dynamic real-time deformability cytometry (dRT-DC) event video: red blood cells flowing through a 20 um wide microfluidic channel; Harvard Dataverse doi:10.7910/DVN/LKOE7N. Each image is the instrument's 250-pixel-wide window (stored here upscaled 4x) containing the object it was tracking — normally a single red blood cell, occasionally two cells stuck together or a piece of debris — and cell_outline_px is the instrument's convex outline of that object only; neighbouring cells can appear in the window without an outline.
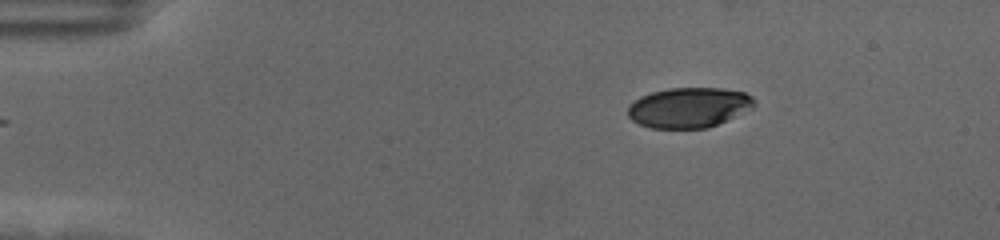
{"species": "human", "species_latin": "Homo sapiens", "temperature_condition": "cold", "stored_images_in_passage": 9, "camera_frame_rate_fps": 3000, "um_per_image_px": 0.085, "donor": {"sex": "female"}, "frame": {"image": 1, "passage_image": 1, "time_ms": 0.0, "image_size_px": [1000, 240], "cell_outline_px": [[756, 104], [752, 108], [708, 128], [648, 128], [632, 120], [628, 116], [628, 104], [640, 96], [652, 92], [668, 88], [724, 88], [744, 92], [752, 96], [756, 100]], "centroid_in_image_um": [58.54, 9.13], "position_along_channel_um": 26.5, "area_um2": 29.71}}